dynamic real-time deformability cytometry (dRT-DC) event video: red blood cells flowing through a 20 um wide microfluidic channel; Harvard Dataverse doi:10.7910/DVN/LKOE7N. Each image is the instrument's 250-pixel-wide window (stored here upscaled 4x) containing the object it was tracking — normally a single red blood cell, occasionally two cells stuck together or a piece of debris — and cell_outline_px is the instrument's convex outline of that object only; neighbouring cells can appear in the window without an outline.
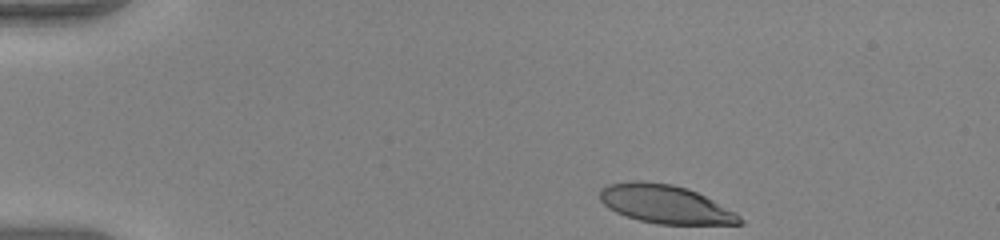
{"species": "human", "species_latin": "Homo sapiens", "temperature_condition": "warm", "stored_images_in_passage": 39, "camera_frame_rate_fps": 3000, "um_per_image_px": 0.085, "donor": {"sex": "female"}, "frame": {"image": 1, "passage_image": 1, "time_ms": 0.0, "image_size_px": [1000, 240], "cell_outline_px": [[744, 224], [656, 224], [640, 220], [616, 212], [608, 208], [600, 200], [600, 188], [608, 184], [632, 180], [636, 180], [672, 184], [696, 192], [736, 212], [744, 220]], "centroid_in_image_um": [56.54, 17.35], "position_along_channel_um": 28.5, "area_um2": 31.15}}
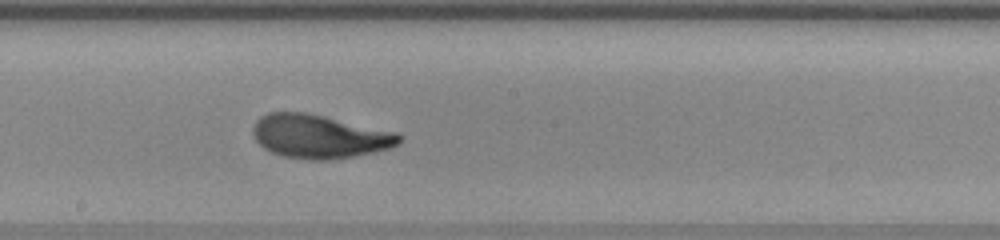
{"frame": {"image": 2, "passage_image": 22, "time_ms": 7.0, "image_size_px": [1000, 240], "cell_outline_px": [[404, 136], [400, 144], [388, 148], [372, 152], [352, 156], [324, 160], [308, 160], [284, 156], [272, 152], [264, 148], [256, 140], [252, 132], [252, 128], [256, 120], [260, 116], [268, 112], [304, 112], [396, 132]], "centroid_in_image_um": [27.13, 11.59], "position_along_channel_um": 221.1, "area_um2": 36.88}}
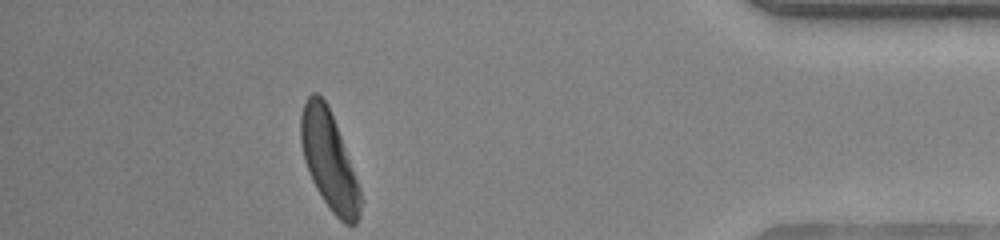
{"frame": {"image": 3, "passage_image": 39, "time_ms": 12.667, "image_size_px": [1000, 240], "cell_outline_px": [[364, 200], [360, 216], [356, 224], [344, 224], [332, 212], [316, 188], [312, 180], [304, 160], [300, 140], [300, 116], [304, 104], [308, 96], [312, 92], [316, 92], [324, 100], [336, 124], [360, 188]], "centroid_in_image_um": [27.99, 13.68], "position_along_channel_um": 407.2, "area_um2": 33.93}, "authors_computed_cell_mechanics": {"area_um2": 35.4314, "velocity_mm_per_s": 3.9944, "shape_relaxation_time_tau1_ms": 4.268, "shape_relaxation_time_tau2_ms": 0.793, "deformation_change_tau1": 0.2124, "deformation_change_tau2": 0.0788}}